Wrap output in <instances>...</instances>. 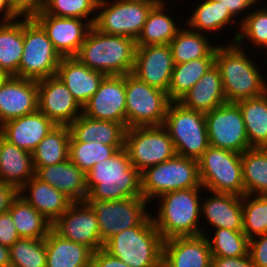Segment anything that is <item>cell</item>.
<instances>
[{
    "mask_svg": "<svg viewBox=\"0 0 267 267\" xmlns=\"http://www.w3.org/2000/svg\"><path fill=\"white\" fill-rule=\"evenodd\" d=\"M8 212L20 238L45 239L52 229V223L19 195L12 201Z\"/></svg>",
    "mask_w": 267,
    "mask_h": 267,
    "instance_id": "34",
    "label": "cell"
},
{
    "mask_svg": "<svg viewBox=\"0 0 267 267\" xmlns=\"http://www.w3.org/2000/svg\"><path fill=\"white\" fill-rule=\"evenodd\" d=\"M20 237L10 213L7 211L0 214V244L12 246Z\"/></svg>",
    "mask_w": 267,
    "mask_h": 267,
    "instance_id": "48",
    "label": "cell"
},
{
    "mask_svg": "<svg viewBox=\"0 0 267 267\" xmlns=\"http://www.w3.org/2000/svg\"><path fill=\"white\" fill-rule=\"evenodd\" d=\"M136 40L122 35H108L93 26L75 57L88 68L107 75L133 73Z\"/></svg>",
    "mask_w": 267,
    "mask_h": 267,
    "instance_id": "4",
    "label": "cell"
},
{
    "mask_svg": "<svg viewBox=\"0 0 267 267\" xmlns=\"http://www.w3.org/2000/svg\"><path fill=\"white\" fill-rule=\"evenodd\" d=\"M10 6L11 10L13 11V0H5Z\"/></svg>",
    "mask_w": 267,
    "mask_h": 267,
    "instance_id": "56",
    "label": "cell"
},
{
    "mask_svg": "<svg viewBox=\"0 0 267 267\" xmlns=\"http://www.w3.org/2000/svg\"><path fill=\"white\" fill-rule=\"evenodd\" d=\"M37 85L38 110L55 125L69 126L82 114L83 107L57 75L39 80Z\"/></svg>",
    "mask_w": 267,
    "mask_h": 267,
    "instance_id": "16",
    "label": "cell"
},
{
    "mask_svg": "<svg viewBox=\"0 0 267 267\" xmlns=\"http://www.w3.org/2000/svg\"><path fill=\"white\" fill-rule=\"evenodd\" d=\"M212 253L205 235L172 237L163 241L165 267H211Z\"/></svg>",
    "mask_w": 267,
    "mask_h": 267,
    "instance_id": "21",
    "label": "cell"
},
{
    "mask_svg": "<svg viewBox=\"0 0 267 267\" xmlns=\"http://www.w3.org/2000/svg\"><path fill=\"white\" fill-rule=\"evenodd\" d=\"M69 126L56 125L32 152L33 166H50L69 159Z\"/></svg>",
    "mask_w": 267,
    "mask_h": 267,
    "instance_id": "36",
    "label": "cell"
},
{
    "mask_svg": "<svg viewBox=\"0 0 267 267\" xmlns=\"http://www.w3.org/2000/svg\"><path fill=\"white\" fill-rule=\"evenodd\" d=\"M126 128L164 124L172 102L167 92L151 87L133 73L125 75Z\"/></svg>",
    "mask_w": 267,
    "mask_h": 267,
    "instance_id": "10",
    "label": "cell"
},
{
    "mask_svg": "<svg viewBox=\"0 0 267 267\" xmlns=\"http://www.w3.org/2000/svg\"><path fill=\"white\" fill-rule=\"evenodd\" d=\"M247 14V15H246ZM244 13L245 17H239L241 21L236 24L239 26L238 32L232 36L230 43H236L243 46L245 39L253 43L255 47L265 48L267 56V9L266 6L249 13ZM240 30V31H239ZM243 43V44H242Z\"/></svg>",
    "mask_w": 267,
    "mask_h": 267,
    "instance_id": "40",
    "label": "cell"
},
{
    "mask_svg": "<svg viewBox=\"0 0 267 267\" xmlns=\"http://www.w3.org/2000/svg\"><path fill=\"white\" fill-rule=\"evenodd\" d=\"M225 9H229L230 13L236 18L240 14L247 12L255 5H259V0H217ZM247 10V11H246Z\"/></svg>",
    "mask_w": 267,
    "mask_h": 267,
    "instance_id": "51",
    "label": "cell"
},
{
    "mask_svg": "<svg viewBox=\"0 0 267 267\" xmlns=\"http://www.w3.org/2000/svg\"><path fill=\"white\" fill-rule=\"evenodd\" d=\"M37 110V81L16 76H4L0 80V126Z\"/></svg>",
    "mask_w": 267,
    "mask_h": 267,
    "instance_id": "19",
    "label": "cell"
},
{
    "mask_svg": "<svg viewBox=\"0 0 267 267\" xmlns=\"http://www.w3.org/2000/svg\"><path fill=\"white\" fill-rule=\"evenodd\" d=\"M56 125L39 110L17 117L0 126L2 137L18 148L32 153Z\"/></svg>",
    "mask_w": 267,
    "mask_h": 267,
    "instance_id": "22",
    "label": "cell"
},
{
    "mask_svg": "<svg viewBox=\"0 0 267 267\" xmlns=\"http://www.w3.org/2000/svg\"><path fill=\"white\" fill-rule=\"evenodd\" d=\"M163 126L178 156L198 160L210 146L205 113L185 108L178 101L170 103Z\"/></svg>",
    "mask_w": 267,
    "mask_h": 267,
    "instance_id": "6",
    "label": "cell"
},
{
    "mask_svg": "<svg viewBox=\"0 0 267 267\" xmlns=\"http://www.w3.org/2000/svg\"><path fill=\"white\" fill-rule=\"evenodd\" d=\"M201 190L203 186L165 193L158 198L160 205L154 225L163 240L179 236L207 235L201 228ZM200 224V226H199ZM207 232V233H206Z\"/></svg>",
    "mask_w": 267,
    "mask_h": 267,
    "instance_id": "3",
    "label": "cell"
},
{
    "mask_svg": "<svg viewBox=\"0 0 267 267\" xmlns=\"http://www.w3.org/2000/svg\"><path fill=\"white\" fill-rule=\"evenodd\" d=\"M86 199L119 200L142 197L141 173L131 164L126 150L96 163L86 173Z\"/></svg>",
    "mask_w": 267,
    "mask_h": 267,
    "instance_id": "2",
    "label": "cell"
},
{
    "mask_svg": "<svg viewBox=\"0 0 267 267\" xmlns=\"http://www.w3.org/2000/svg\"><path fill=\"white\" fill-rule=\"evenodd\" d=\"M18 194L16 187L0 181V214L9 210L12 201Z\"/></svg>",
    "mask_w": 267,
    "mask_h": 267,
    "instance_id": "52",
    "label": "cell"
},
{
    "mask_svg": "<svg viewBox=\"0 0 267 267\" xmlns=\"http://www.w3.org/2000/svg\"><path fill=\"white\" fill-rule=\"evenodd\" d=\"M206 35L207 33L193 31L187 26L181 28L169 44L174 65L194 59L215 58L216 47L218 45L214 42L211 45Z\"/></svg>",
    "mask_w": 267,
    "mask_h": 267,
    "instance_id": "33",
    "label": "cell"
},
{
    "mask_svg": "<svg viewBox=\"0 0 267 267\" xmlns=\"http://www.w3.org/2000/svg\"><path fill=\"white\" fill-rule=\"evenodd\" d=\"M201 201V216L213 229L243 231L242 197L228 193L210 192Z\"/></svg>",
    "mask_w": 267,
    "mask_h": 267,
    "instance_id": "25",
    "label": "cell"
},
{
    "mask_svg": "<svg viewBox=\"0 0 267 267\" xmlns=\"http://www.w3.org/2000/svg\"><path fill=\"white\" fill-rule=\"evenodd\" d=\"M97 3L98 0H47L44 12L58 17L83 19L93 25Z\"/></svg>",
    "mask_w": 267,
    "mask_h": 267,
    "instance_id": "45",
    "label": "cell"
},
{
    "mask_svg": "<svg viewBox=\"0 0 267 267\" xmlns=\"http://www.w3.org/2000/svg\"><path fill=\"white\" fill-rule=\"evenodd\" d=\"M46 267H91L93 252L51 229L45 238Z\"/></svg>",
    "mask_w": 267,
    "mask_h": 267,
    "instance_id": "30",
    "label": "cell"
},
{
    "mask_svg": "<svg viewBox=\"0 0 267 267\" xmlns=\"http://www.w3.org/2000/svg\"><path fill=\"white\" fill-rule=\"evenodd\" d=\"M211 267H255L249 253L241 257L212 256Z\"/></svg>",
    "mask_w": 267,
    "mask_h": 267,
    "instance_id": "49",
    "label": "cell"
},
{
    "mask_svg": "<svg viewBox=\"0 0 267 267\" xmlns=\"http://www.w3.org/2000/svg\"><path fill=\"white\" fill-rule=\"evenodd\" d=\"M215 65V58L194 59L174 65L168 96L179 101Z\"/></svg>",
    "mask_w": 267,
    "mask_h": 267,
    "instance_id": "39",
    "label": "cell"
},
{
    "mask_svg": "<svg viewBox=\"0 0 267 267\" xmlns=\"http://www.w3.org/2000/svg\"><path fill=\"white\" fill-rule=\"evenodd\" d=\"M33 167L38 179L55 187L73 202L86 200V174L70 159L55 165Z\"/></svg>",
    "mask_w": 267,
    "mask_h": 267,
    "instance_id": "23",
    "label": "cell"
},
{
    "mask_svg": "<svg viewBox=\"0 0 267 267\" xmlns=\"http://www.w3.org/2000/svg\"><path fill=\"white\" fill-rule=\"evenodd\" d=\"M83 107L98 90L104 73L92 70L75 56L62 57L56 74Z\"/></svg>",
    "mask_w": 267,
    "mask_h": 267,
    "instance_id": "24",
    "label": "cell"
},
{
    "mask_svg": "<svg viewBox=\"0 0 267 267\" xmlns=\"http://www.w3.org/2000/svg\"><path fill=\"white\" fill-rule=\"evenodd\" d=\"M248 253L255 267H267V233L249 240Z\"/></svg>",
    "mask_w": 267,
    "mask_h": 267,
    "instance_id": "47",
    "label": "cell"
},
{
    "mask_svg": "<svg viewBox=\"0 0 267 267\" xmlns=\"http://www.w3.org/2000/svg\"><path fill=\"white\" fill-rule=\"evenodd\" d=\"M213 232V237L205 235L212 256L241 257L248 254L249 239L243 231L218 228Z\"/></svg>",
    "mask_w": 267,
    "mask_h": 267,
    "instance_id": "42",
    "label": "cell"
},
{
    "mask_svg": "<svg viewBox=\"0 0 267 267\" xmlns=\"http://www.w3.org/2000/svg\"><path fill=\"white\" fill-rule=\"evenodd\" d=\"M18 193L52 224L73 203L65 194L35 175L18 190Z\"/></svg>",
    "mask_w": 267,
    "mask_h": 267,
    "instance_id": "26",
    "label": "cell"
},
{
    "mask_svg": "<svg viewBox=\"0 0 267 267\" xmlns=\"http://www.w3.org/2000/svg\"><path fill=\"white\" fill-rule=\"evenodd\" d=\"M210 146L243 153L249 148L242 112L235 102H226L205 113Z\"/></svg>",
    "mask_w": 267,
    "mask_h": 267,
    "instance_id": "14",
    "label": "cell"
},
{
    "mask_svg": "<svg viewBox=\"0 0 267 267\" xmlns=\"http://www.w3.org/2000/svg\"><path fill=\"white\" fill-rule=\"evenodd\" d=\"M124 145H104L98 141L69 142V159L85 174L98 162L112 157Z\"/></svg>",
    "mask_w": 267,
    "mask_h": 267,
    "instance_id": "41",
    "label": "cell"
},
{
    "mask_svg": "<svg viewBox=\"0 0 267 267\" xmlns=\"http://www.w3.org/2000/svg\"><path fill=\"white\" fill-rule=\"evenodd\" d=\"M10 267H46L45 239L20 238L9 247Z\"/></svg>",
    "mask_w": 267,
    "mask_h": 267,
    "instance_id": "44",
    "label": "cell"
},
{
    "mask_svg": "<svg viewBox=\"0 0 267 267\" xmlns=\"http://www.w3.org/2000/svg\"><path fill=\"white\" fill-rule=\"evenodd\" d=\"M69 142H95L104 145H124L126 127L122 123L98 120L81 114L70 125Z\"/></svg>",
    "mask_w": 267,
    "mask_h": 267,
    "instance_id": "27",
    "label": "cell"
},
{
    "mask_svg": "<svg viewBox=\"0 0 267 267\" xmlns=\"http://www.w3.org/2000/svg\"><path fill=\"white\" fill-rule=\"evenodd\" d=\"M61 58L42 26L34 18H23V55L18 77L39 81L55 76Z\"/></svg>",
    "mask_w": 267,
    "mask_h": 267,
    "instance_id": "9",
    "label": "cell"
},
{
    "mask_svg": "<svg viewBox=\"0 0 267 267\" xmlns=\"http://www.w3.org/2000/svg\"><path fill=\"white\" fill-rule=\"evenodd\" d=\"M34 175L32 153L9 143L0 133V181L19 190Z\"/></svg>",
    "mask_w": 267,
    "mask_h": 267,
    "instance_id": "29",
    "label": "cell"
},
{
    "mask_svg": "<svg viewBox=\"0 0 267 267\" xmlns=\"http://www.w3.org/2000/svg\"><path fill=\"white\" fill-rule=\"evenodd\" d=\"M124 149L131 164L140 173L177 155L174 143L163 125L127 128Z\"/></svg>",
    "mask_w": 267,
    "mask_h": 267,
    "instance_id": "12",
    "label": "cell"
},
{
    "mask_svg": "<svg viewBox=\"0 0 267 267\" xmlns=\"http://www.w3.org/2000/svg\"><path fill=\"white\" fill-rule=\"evenodd\" d=\"M243 232L250 240L267 233V195L242 196Z\"/></svg>",
    "mask_w": 267,
    "mask_h": 267,
    "instance_id": "43",
    "label": "cell"
},
{
    "mask_svg": "<svg viewBox=\"0 0 267 267\" xmlns=\"http://www.w3.org/2000/svg\"><path fill=\"white\" fill-rule=\"evenodd\" d=\"M197 161L206 191L241 197L245 194L241 153L209 146Z\"/></svg>",
    "mask_w": 267,
    "mask_h": 267,
    "instance_id": "8",
    "label": "cell"
},
{
    "mask_svg": "<svg viewBox=\"0 0 267 267\" xmlns=\"http://www.w3.org/2000/svg\"><path fill=\"white\" fill-rule=\"evenodd\" d=\"M4 77V75L0 74V80Z\"/></svg>",
    "mask_w": 267,
    "mask_h": 267,
    "instance_id": "57",
    "label": "cell"
},
{
    "mask_svg": "<svg viewBox=\"0 0 267 267\" xmlns=\"http://www.w3.org/2000/svg\"><path fill=\"white\" fill-rule=\"evenodd\" d=\"M47 0H13V12L19 18H34L45 10Z\"/></svg>",
    "mask_w": 267,
    "mask_h": 267,
    "instance_id": "46",
    "label": "cell"
},
{
    "mask_svg": "<svg viewBox=\"0 0 267 267\" xmlns=\"http://www.w3.org/2000/svg\"><path fill=\"white\" fill-rule=\"evenodd\" d=\"M155 5L150 0H98L93 27L108 35L137 39L149 11ZM100 10V11H99Z\"/></svg>",
    "mask_w": 267,
    "mask_h": 267,
    "instance_id": "11",
    "label": "cell"
},
{
    "mask_svg": "<svg viewBox=\"0 0 267 267\" xmlns=\"http://www.w3.org/2000/svg\"><path fill=\"white\" fill-rule=\"evenodd\" d=\"M0 15H2V19H0L1 22H9L18 18L11 10V6L5 0H0Z\"/></svg>",
    "mask_w": 267,
    "mask_h": 267,
    "instance_id": "53",
    "label": "cell"
},
{
    "mask_svg": "<svg viewBox=\"0 0 267 267\" xmlns=\"http://www.w3.org/2000/svg\"><path fill=\"white\" fill-rule=\"evenodd\" d=\"M125 75H107L83 106L82 114L98 120L122 123L126 127Z\"/></svg>",
    "mask_w": 267,
    "mask_h": 267,
    "instance_id": "17",
    "label": "cell"
},
{
    "mask_svg": "<svg viewBox=\"0 0 267 267\" xmlns=\"http://www.w3.org/2000/svg\"><path fill=\"white\" fill-rule=\"evenodd\" d=\"M195 8L185 26L200 33L211 32L213 34L215 31L218 34L217 31L220 32L229 27L228 25H235L233 22L238 20L217 0H203Z\"/></svg>",
    "mask_w": 267,
    "mask_h": 267,
    "instance_id": "37",
    "label": "cell"
},
{
    "mask_svg": "<svg viewBox=\"0 0 267 267\" xmlns=\"http://www.w3.org/2000/svg\"><path fill=\"white\" fill-rule=\"evenodd\" d=\"M235 42L216 47L215 66L218 68L227 102L255 98L267 92V81L258 64Z\"/></svg>",
    "mask_w": 267,
    "mask_h": 267,
    "instance_id": "1",
    "label": "cell"
},
{
    "mask_svg": "<svg viewBox=\"0 0 267 267\" xmlns=\"http://www.w3.org/2000/svg\"><path fill=\"white\" fill-rule=\"evenodd\" d=\"M91 267H130L119 258L111 256L103 248L92 254Z\"/></svg>",
    "mask_w": 267,
    "mask_h": 267,
    "instance_id": "50",
    "label": "cell"
},
{
    "mask_svg": "<svg viewBox=\"0 0 267 267\" xmlns=\"http://www.w3.org/2000/svg\"><path fill=\"white\" fill-rule=\"evenodd\" d=\"M245 194L267 195V147H252L241 153Z\"/></svg>",
    "mask_w": 267,
    "mask_h": 267,
    "instance_id": "38",
    "label": "cell"
},
{
    "mask_svg": "<svg viewBox=\"0 0 267 267\" xmlns=\"http://www.w3.org/2000/svg\"><path fill=\"white\" fill-rule=\"evenodd\" d=\"M201 185L198 161L176 155L141 172V192L149 203L153 198Z\"/></svg>",
    "mask_w": 267,
    "mask_h": 267,
    "instance_id": "7",
    "label": "cell"
},
{
    "mask_svg": "<svg viewBox=\"0 0 267 267\" xmlns=\"http://www.w3.org/2000/svg\"><path fill=\"white\" fill-rule=\"evenodd\" d=\"M85 201L96 214L103 244L113 235L139 226L151 213V210H146L149 202L144 197L111 201L86 199Z\"/></svg>",
    "mask_w": 267,
    "mask_h": 267,
    "instance_id": "13",
    "label": "cell"
},
{
    "mask_svg": "<svg viewBox=\"0 0 267 267\" xmlns=\"http://www.w3.org/2000/svg\"><path fill=\"white\" fill-rule=\"evenodd\" d=\"M166 4H155L149 11L142 31L136 39V46L170 44L182 28L171 15L168 16Z\"/></svg>",
    "mask_w": 267,
    "mask_h": 267,
    "instance_id": "32",
    "label": "cell"
},
{
    "mask_svg": "<svg viewBox=\"0 0 267 267\" xmlns=\"http://www.w3.org/2000/svg\"><path fill=\"white\" fill-rule=\"evenodd\" d=\"M174 61L169 44L136 46L133 74L151 87L168 92Z\"/></svg>",
    "mask_w": 267,
    "mask_h": 267,
    "instance_id": "18",
    "label": "cell"
},
{
    "mask_svg": "<svg viewBox=\"0 0 267 267\" xmlns=\"http://www.w3.org/2000/svg\"><path fill=\"white\" fill-rule=\"evenodd\" d=\"M163 241L150 214L139 226L113 235L103 249L130 267H159Z\"/></svg>",
    "mask_w": 267,
    "mask_h": 267,
    "instance_id": "5",
    "label": "cell"
},
{
    "mask_svg": "<svg viewBox=\"0 0 267 267\" xmlns=\"http://www.w3.org/2000/svg\"><path fill=\"white\" fill-rule=\"evenodd\" d=\"M0 267H10L9 247L0 244Z\"/></svg>",
    "mask_w": 267,
    "mask_h": 267,
    "instance_id": "54",
    "label": "cell"
},
{
    "mask_svg": "<svg viewBox=\"0 0 267 267\" xmlns=\"http://www.w3.org/2000/svg\"><path fill=\"white\" fill-rule=\"evenodd\" d=\"M61 237L87 246L92 252L103 248L96 214L86 202H73L52 224Z\"/></svg>",
    "mask_w": 267,
    "mask_h": 267,
    "instance_id": "15",
    "label": "cell"
},
{
    "mask_svg": "<svg viewBox=\"0 0 267 267\" xmlns=\"http://www.w3.org/2000/svg\"><path fill=\"white\" fill-rule=\"evenodd\" d=\"M236 103L243 115L249 145L267 147V92Z\"/></svg>",
    "mask_w": 267,
    "mask_h": 267,
    "instance_id": "35",
    "label": "cell"
},
{
    "mask_svg": "<svg viewBox=\"0 0 267 267\" xmlns=\"http://www.w3.org/2000/svg\"><path fill=\"white\" fill-rule=\"evenodd\" d=\"M23 55V18L0 21V74L18 77Z\"/></svg>",
    "mask_w": 267,
    "mask_h": 267,
    "instance_id": "31",
    "label": "cell"
},
{
    "mask_svg": "<svg viewBox=\"0 0 267 267\" xmlns=\"http://www.w3.org/2000/svg\"><path fill=\"white\" fill-rule=\"evenodd\" d=\"M153 1L155 4H162V3H166L165 0H150Z\"/></svg>",
    "mask_w": 267,
    "mask_h": 267,
    "instance_id": "55",
    "label": "cell"
},
{
    "mask_svg": "<svg viewBox=\"0 0 267 267\" xmlns=\"http://www.w3.org/2000/svg\"><path fill=\"white\" fill-rule=\"evenodd\" d=\"M178 102L185 108L203 113L226 103L218 68L215 65L210 68Z\"/></svg>",
    "mask_w": 267,
    "mask_h": 267,
    "instance_id": "28",
    "label": "cell"
},
{
    "mask_svg": "<svg viewBox=\"0 0 267 267\" xmlns=\"http://www.w3.org/2000/svg\"><path fill=\"white\" fill-rule=\"evenodd\" d=\"M42 26L61 57L75 56L92 24L78 18L58 17L44 11L34 17ZM84 21V22H83Z\"/></svg>",
    "mask_w": 267,
    "mask_h": 267,
    "instance_id": "20",
    "label": "cell"
}]
</instances>
